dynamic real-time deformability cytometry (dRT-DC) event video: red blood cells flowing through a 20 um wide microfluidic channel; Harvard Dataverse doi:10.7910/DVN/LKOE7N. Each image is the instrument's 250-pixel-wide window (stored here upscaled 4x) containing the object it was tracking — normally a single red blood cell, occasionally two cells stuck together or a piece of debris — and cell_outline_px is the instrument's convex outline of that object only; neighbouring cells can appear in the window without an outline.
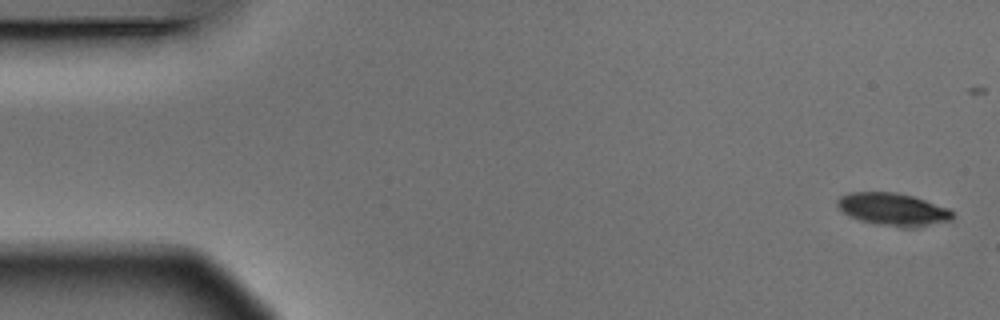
{"species": "Egyptian fruit bat (a non-hibernating species)", "species_latin": "Rousettus aegyptiacus", "temperature_condition": "warm", "stored_images_in_passage": 6, "segment_of_instrument_passage": [1, 2], "camera_frame_rate_fps": 3000, "um_per_image_px": 0.085, "animal": {"sex": "male"}, "frame": {"image": 1, "passage_image": 1, "time_ms": 0.0, "image_size_px": [1000, 320], "cell_outline_px": [[952, 220], [912, 228], [908, 228], [876, 224], [860, 220], [848, 216], [836, 204], [836, 200], [840, 196], [848, 192], [896, 192], [912, 196], [948, 208], [952, 212]], "centroid_in_image_um": [75.87, 17.79], "position_along_channel_um": 9.1, "area_um2": 21.79}}